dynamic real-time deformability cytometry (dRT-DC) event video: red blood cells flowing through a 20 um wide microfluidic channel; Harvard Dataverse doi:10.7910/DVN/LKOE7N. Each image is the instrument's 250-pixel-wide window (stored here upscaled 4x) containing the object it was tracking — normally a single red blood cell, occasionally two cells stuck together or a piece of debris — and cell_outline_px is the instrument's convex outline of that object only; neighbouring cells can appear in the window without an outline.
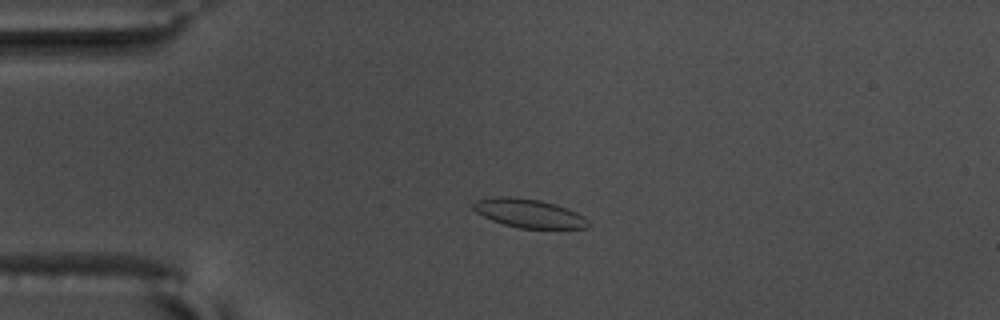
{"species": "common noctule bat (a hibernating species)", "species_latin": "Nyctalus noctula", "temperature_condition": "warm", "stored_images_in_passage": 50, "camera_frame_rate_fps": 3000, "um_per_image_px": 0.085, "animal": {"sex": "male", "body_mass_g": 17.5, "forearm_length_mm": 52.3}, "frame": {"image": 1, "passage_image": 7, "time_ms": 2.0, "image_size_px": [1000, 320], "cell_outline_px": [[588, 228], [520, 228], [504, 224], [492, 220], [476, 212], [472, 208], [472, 204], [476, 200], [492, 196], [508, 196], [540, 200], [556, 204], [568, 208], [584, 216], [588, 220]], "centroid_in_image_um": [44.94, 18.11], "position_along_channel_um": 40.1, "area_um2": 19.25}}
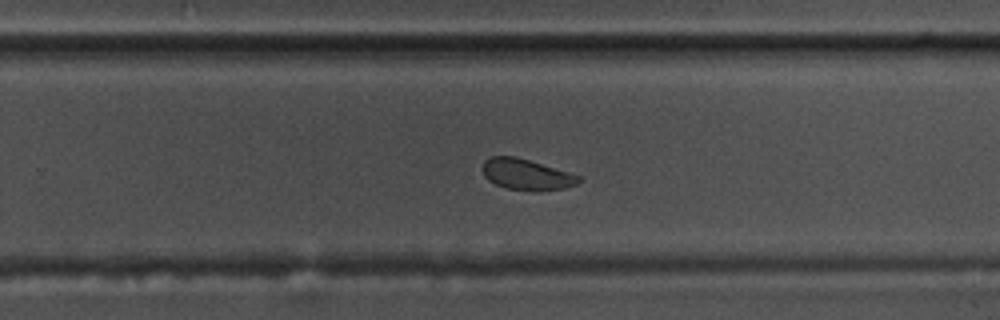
{"frame": {"image": 2, "passage_image": 30, "time_ms": 9.667, "image_size_px": [1000, 320], "cell_outline_px": [[584, 180], [576, 184], [564, 188], [540, 192], [536, 192], [508, 188], [496, 184], [488, 180], [484, 176], [484, 160], [492, 156], [516, 156], [568, 172], [580, 176]], "centroid_in_image_um": [44.78, 14.84], "position_along_channel_um": 285.0, "area_um2": 17.34}}
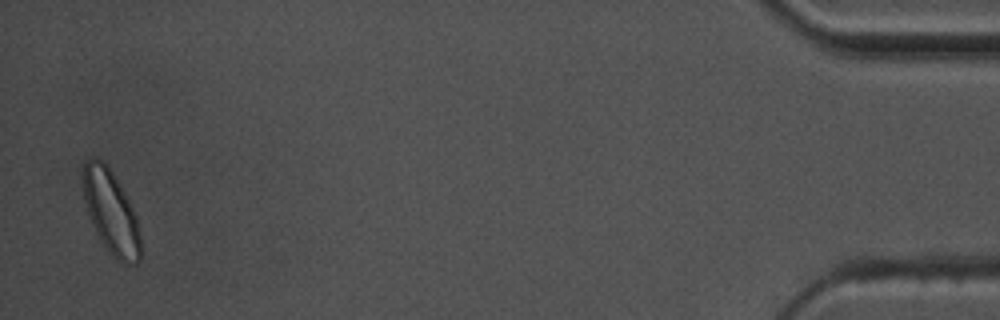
{"frame": {"image": 3, "passage_image": 49, "time_ms": 16.0, "image_size_px": [1000, 320], "cell_outline_px": [[144, 252], [140, 260], [136, 264], [124, 264], [116, 260], [108, 252], [100, 240], [88, 216], [84, 200], [84, 160], [96, 156], [104, 160], [120, 184], [132, 204], [136, 216], [140, 232]], "centroid_in_image_um": [9.48, 18.08], "position_along_channel_um": 425.7, "area_um2": 28.73}, "authors_computed_cell_mechanics": {"area_um2": 18.6983, "velocity_mm_per_s": 3.602, "shape_relaxation_time_tau1_ms": 3.1657, "shape_relaxation_time_tau2_ms": 4.7029, "deformation_change_tau1": 0.0769, "deformation_change_tau2": 0.0769}}